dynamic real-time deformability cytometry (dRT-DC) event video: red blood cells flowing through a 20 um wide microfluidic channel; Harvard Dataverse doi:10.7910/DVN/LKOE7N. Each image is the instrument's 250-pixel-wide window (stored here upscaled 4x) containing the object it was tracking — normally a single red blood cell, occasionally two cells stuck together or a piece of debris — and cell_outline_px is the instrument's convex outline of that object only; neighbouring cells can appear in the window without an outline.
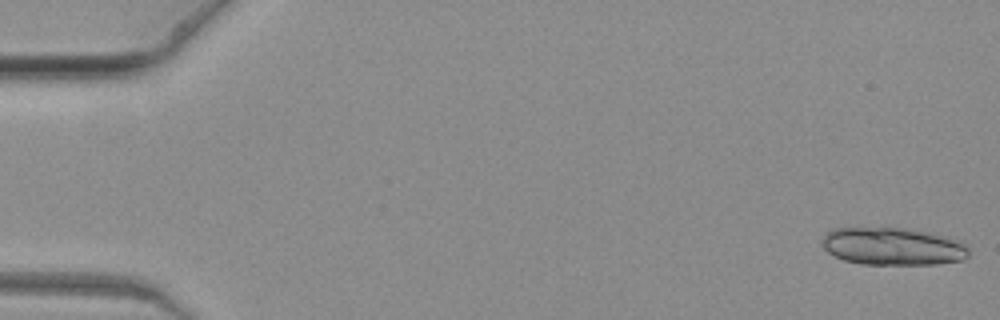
{"species": "common noctule bat (a hibernating species)", "species_latin": "Nyctalus noctula", "temperature_condition": "warm", "stored_images_in_passage": 8, "camera_frame_rate_fps": 3000, "um_per_image_px": 0.085, "animal": {"sex": "female", "body_mass_g": 19.3, "forearm_length_mm": 54.1}, "frame": {"image": 1, "passage_image": 1, "time_ms": 0.0, "image_size_px": [1000, 320], "cell_outline_px": [[968, 256], [964, 260], [936, 264], [860, 264], [844, 260], [828, 252], [820, 244], [820, 240], [832, 228], [900, 228], [948, 236], [960, 240], [968, 248]], "centroid_in_image_um": [75.88, 20.95], "position_along_channel_um": 9.1, "area_um2": 32.14}}
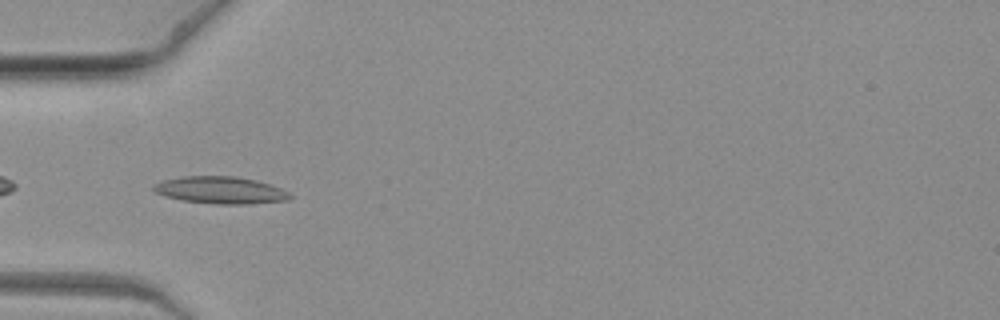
{"frame": {"image": 2, "passage_image": 7, "time_ms": 2.0, "image_size_px": [1000, 320], "cell_outline_px": [[292, 196], [288, 200], [248, 204], [216, 204], [184, 200], [164, 196], [156, 192], [152, 188], [152, 184], [164, 180], [184, 176], [236, 176], [256, 180], [280, 188], [288, 192]], "centroid_in_image_um": [18.73, 16.16], "position_along_channel_um": 66.3, "area_um2": 21.44}}
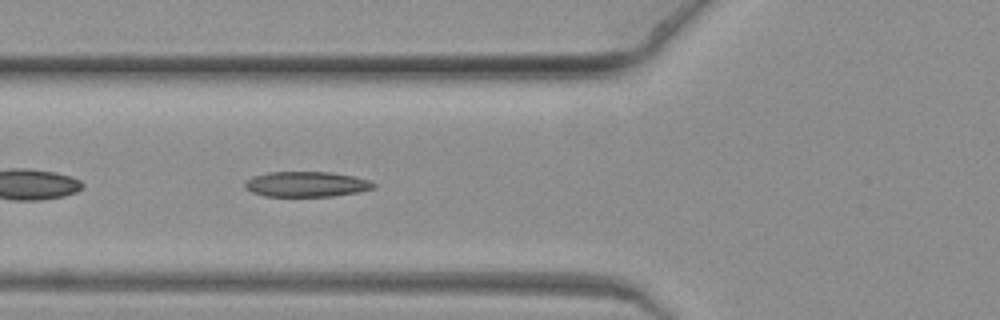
{"frame": {"image": 3, "passage_image": 8, "time_ms": 2.333, "image_size_px": [1000, 320], "cell_outline_px": [[376, 188], [360, 192], [332, 196], [264, 196], [252, 192], [244, 188], [244, 180], [252, 176], [268, 172], [332, 172], [352, 176], [368, 180], [376, 184]], "centroid_in_image_um": [26.02, 15.66], "position_along_channel_um": 99.8, "area_um2": 19.13}}